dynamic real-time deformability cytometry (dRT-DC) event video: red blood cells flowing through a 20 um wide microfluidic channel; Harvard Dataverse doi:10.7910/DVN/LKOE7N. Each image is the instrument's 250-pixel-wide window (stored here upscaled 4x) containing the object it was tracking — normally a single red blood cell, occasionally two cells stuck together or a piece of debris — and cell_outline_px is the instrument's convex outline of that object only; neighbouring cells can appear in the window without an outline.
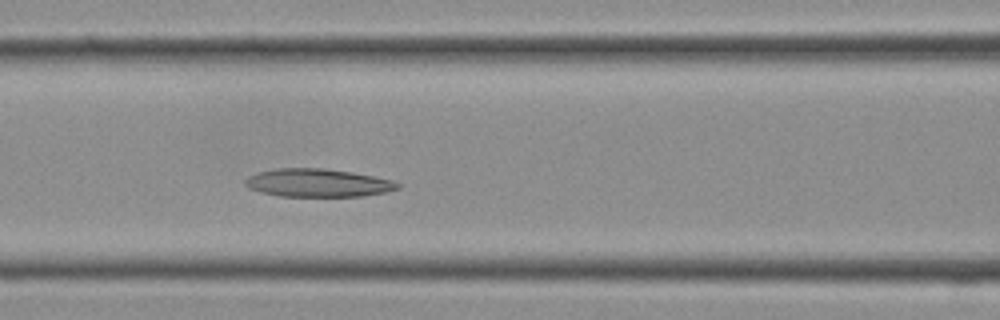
{"species": "Egyptian fruit bat (a non-hibernating species)", "species_latin": "Rousettus aegyptiacus", "temperature_condition": "cold", "stored_images_in_passage": 7, "camera_frame_rate_fps": 3000, "um_per_image_px": 0.085, "frame": {"image": 1, "passage_image": 7, "time_ms": 2.0, "image_size_px": [1000, 320], "cell_outline_px": [[400, 188], [384, 192], [364, 196], [280, 196], [260, 192], [248, 188], [244, 184], [244, 180], [248, 176], [256, 172], [276, 168], [324, 168], [352, 172], [392, 180], [400, 184]], "centroid_in_image_um": [26.96, 15.54], "position_along_channel_um": 139.6, "area_um2": 25.03}}